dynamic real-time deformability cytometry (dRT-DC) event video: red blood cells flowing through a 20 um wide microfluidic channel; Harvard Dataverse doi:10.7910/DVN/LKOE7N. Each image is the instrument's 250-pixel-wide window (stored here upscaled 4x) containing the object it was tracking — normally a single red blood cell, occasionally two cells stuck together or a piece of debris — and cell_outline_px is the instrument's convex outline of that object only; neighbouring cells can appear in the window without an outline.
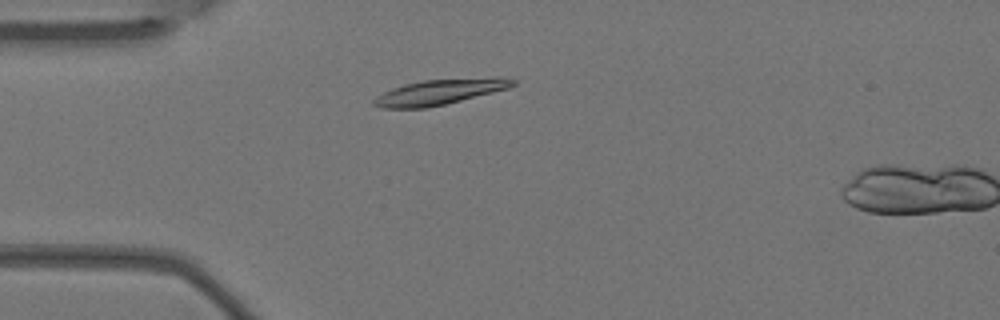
{"species": "Egyptian fruit bat (a non-hibernating species)", "species_latin": "Rousettus aegyptiacus", "temperature_condition": "warm", "stored_images_in_passage": 4, "camera_frame_rate_fps": 3000, "um_per_image_px": 0.085, "animal": {"sex": "female"}, "frame": {"image": 1, "passage_image": 3, "time_ms": 0.667, "image_size_px": [1000, 320], "cell_outline_px": [[516, 84], [508, 88], [428, 108], [380, 108], [372, 104], [372, 100], [376, 96], [392, 88], [404, 84], [424, 80], [496, 76], [504, 76], [516, 80]], "centroid_in_image_um": [37.39, 7.8], "position_along_channel_um": 47.6, "area_um2": 20.69}}